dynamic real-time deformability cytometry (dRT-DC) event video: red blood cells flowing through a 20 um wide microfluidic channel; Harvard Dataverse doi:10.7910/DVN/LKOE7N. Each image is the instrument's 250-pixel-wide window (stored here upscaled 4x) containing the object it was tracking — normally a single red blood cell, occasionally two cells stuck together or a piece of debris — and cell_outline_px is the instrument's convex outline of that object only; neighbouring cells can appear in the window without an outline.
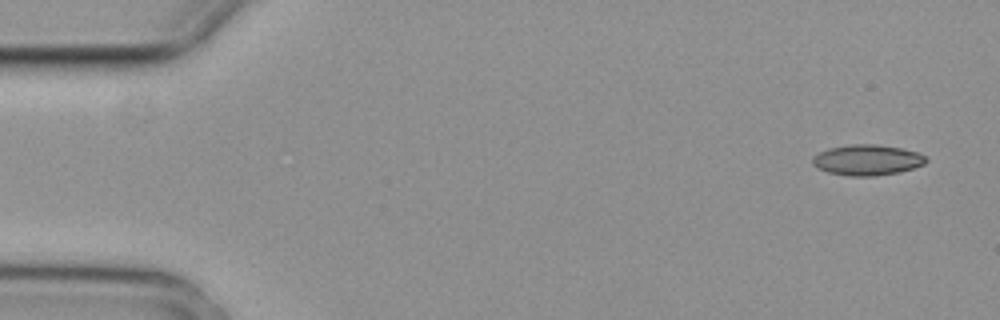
{"species": "common noctule bat (a hibernating species)", "species_latin": "Nyctalus noctula", "temperature_condition": "cold", "stored_images_in_passage": 2, "camera_frame_rate_fps": 3000, "um_per_image_px": 0.085, "animal": {"sex": "female", "body_mass_g": 29.2, "forearm_length_mm": 56.3}, "frame": {"image": 1, "passage_image": 2, "time_ms": 0.333, "image_size_px": [1000, 320], "cell_outline_px": [[928, 160], [924, 164], [900, 172], [872, 176], [848, 176], [828, 172], [816, 168], [812, 164], [812, 156], [828, 148], [852, 144], [876, 144], [904, 148], [916, 152], [924, 156]], "centroid_in_image_um": [73.68, 13.59], "position_along_channel_um": 11.3, "area_um2": 20.35}}